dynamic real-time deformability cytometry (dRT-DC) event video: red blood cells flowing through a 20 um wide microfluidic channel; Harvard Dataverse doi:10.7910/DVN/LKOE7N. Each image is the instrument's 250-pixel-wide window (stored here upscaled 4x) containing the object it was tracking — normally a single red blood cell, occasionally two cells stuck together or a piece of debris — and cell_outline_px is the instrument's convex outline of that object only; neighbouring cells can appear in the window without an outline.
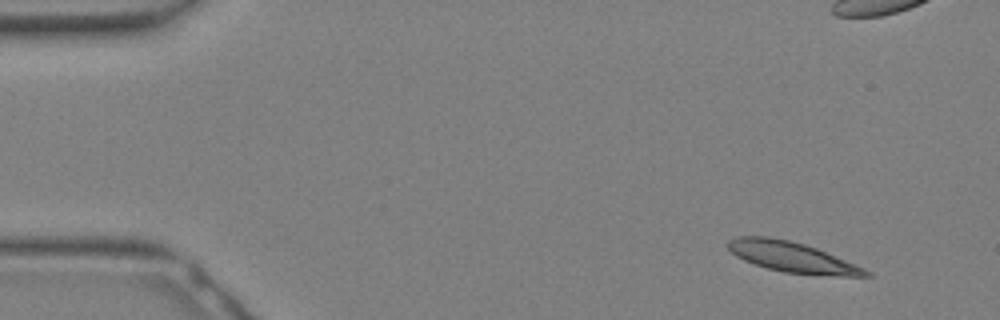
{"species": "Egyptian fruit bat (a non-hibernating species)", "species_latin": "Rousettus aegyptiacus", "temperature_condition": "warm", "stored_images_in_passage": 22, "camera_frame_rate_fps": 3000, "um_per_image_px": 0.085, "animal": {"sex": "female"}, "frame": {"image": 1, "passage_image": 1, "time_ms": 0.0, "image_size_px": [1000, 320], "cell_outline_px": [[872, 276], [840, 276], [784, 272], [768, 268], [744, 260], [736, 256], [728, 248], [728, 240], [736, 236], [768, 236], [788, 240], [804, 244], [816, 248], [864, 268], [872, 272]], "centroid_in_image_um": [67.32, 21.84], "position_along_channel_um": 17.7, "area_um2": 24.04}}
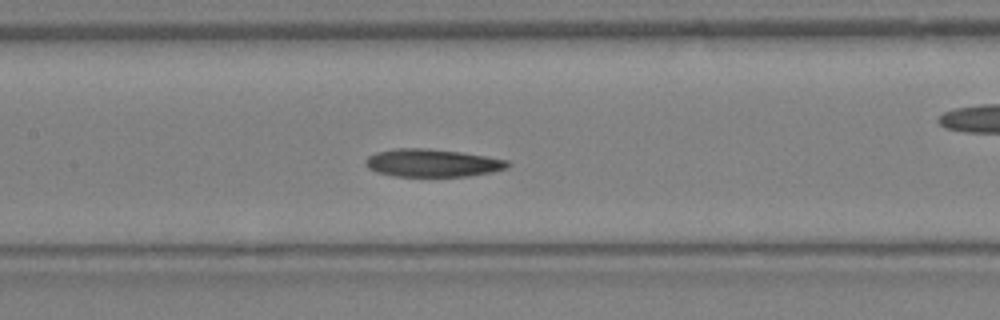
{"frame": {"image": 2, "passage_image": 13, "time_ms": 4.0, "image_size_px": [1000, 320], "cell_outline_px": [[512, 164], [508, 168], [492, 172], [468, 176], [396, 176], [376, 172], [368, 168], [364, 164], [364, 160], [368, 156], [376, 152], [396, 148], [424, 148], [460, 152], [508, 160]], "centroid_in_image_um": [36.74, 13.85], "position_along_channel_um": 170.7, "area_um2": 23.06}}